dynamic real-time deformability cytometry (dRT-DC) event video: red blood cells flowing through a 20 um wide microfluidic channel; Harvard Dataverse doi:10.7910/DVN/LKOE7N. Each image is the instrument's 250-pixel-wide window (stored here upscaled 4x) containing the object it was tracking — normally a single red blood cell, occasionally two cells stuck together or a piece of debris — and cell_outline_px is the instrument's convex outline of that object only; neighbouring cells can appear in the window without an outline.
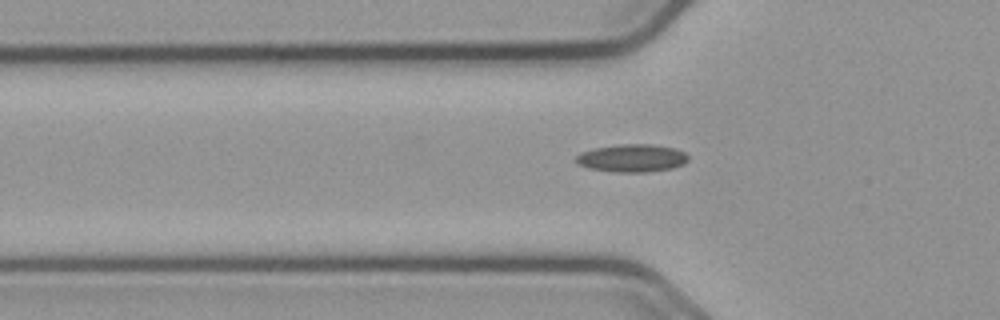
{"species": "common noctule bat (a hibernating species)", "species_latin": "Nyctalus noctula", "temperature_condition": "cold", "stored_images_in_passage": 38, "camera_frame_rate_fps": 3000, "um_per_image_px": 0.085, "animal": {"sex": "male", "body_mass_g": 23.1, "forearm_length_mm": 52.7}, "frame": {"image": 1, "passage_image": 4, "time_ms": 1.0, "image_size_px": [1000, 320], "cell_outline_px": [[688, 160], [684, 164], [672, 168], [648, 172], [616, 172], [592, 168], [580, 164], [576, 160], [576, 156], [580, 152], [596, 148], [620, 144], [652, 144], [672, 148], [684, 152], [688, 156]], "centroid_in_image_um": [53.75, 13.44], "position_along_channel_um": 72.0, "area_um2": 17.92}}
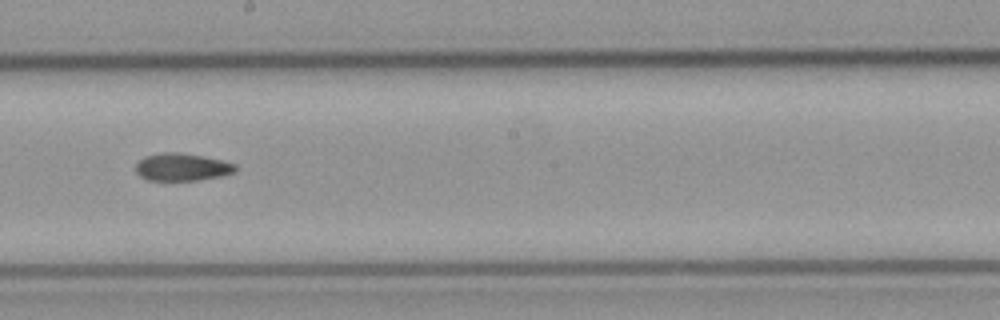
{"frame": {"image": 2, "passage_image": 17, "time_ms": 5.333, "image_size_px": [1000, 320], "cell_outline_px": [[236, 172], [220, 176], [200, 180], [148, 180], [140, 176], [136, 172], [136, 164], [144, 156], [164, 152], [180, 152], [220, 160], [236, 164]], "centroid_in_image_um": [15.46, 14.2], "position_along_channel_um": 232.7, "area_um2": 15.9}}
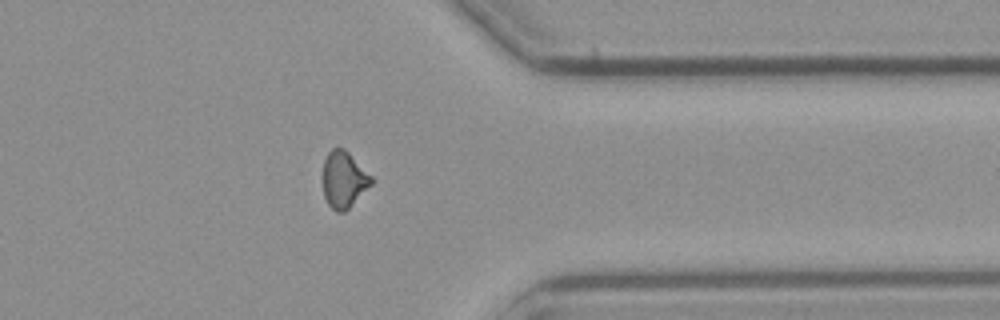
{"frame": {"image": 3, "passage_image": 30, "time_ms": 9.667, "image_size_px": [1000, 320], "cell_outline_px": [[372, 184], [344, 212], [336, 212], [328, 204], [324, 196], [320, 176], [324, 160], [328, 152], [332, 148], [344, 148], [372, 176]], "centroid_in_image_um": [29.17, 15.25], "position_along_channel_um": 382.2, "area_um2": 16.18}, "authors_computed_cell_mechanics": {"area_um2": 16.184, "velocity_mm_per_s": 3.6712, "shape_relaxation_time_tau1_ms": null, "shape_relaxation_time_tau2_ms": 4.6547, "deformation_change_tau1": null, "deformation_change_tau2": 0.1055}}